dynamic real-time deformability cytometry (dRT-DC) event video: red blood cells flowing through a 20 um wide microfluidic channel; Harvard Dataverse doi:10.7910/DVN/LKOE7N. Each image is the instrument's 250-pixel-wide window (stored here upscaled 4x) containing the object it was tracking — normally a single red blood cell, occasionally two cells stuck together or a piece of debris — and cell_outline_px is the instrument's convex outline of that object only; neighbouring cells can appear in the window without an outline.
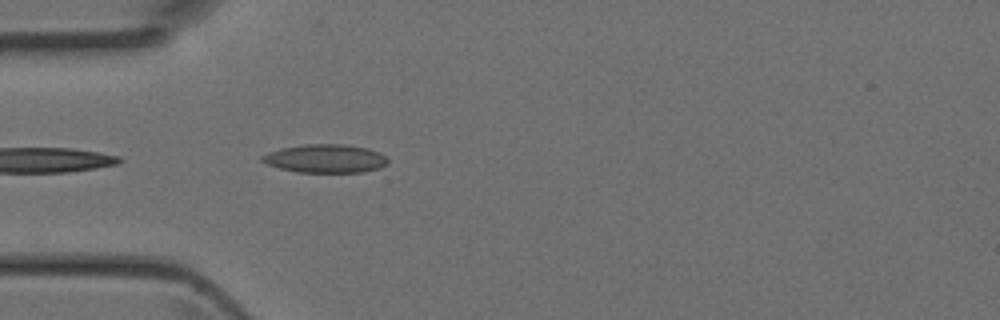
{"species": "Egyptian fruit bat (a non-hibernating species)", "species_latin": "Rousettus aegyptiacus", "temperature_condition": "room temperature", "stored_images_in_passage": 13, "camera_frame_rate_fps": 3000, "um_per_image_px": 0.085, "animal": {"sex": "female"}, "frame": {"image": 1, "passage_image": 1, "time_ms": 0.0, "image_size_px": [1000, 320], "cell_outline_px": [[388, 164], [380, 168], [364, 172], [296, 172], [280, 168], [268, 164], [260, 160], [260, 156], [268, 152], [280, 148], [304, 144], [344, 144], [368, 148], [380, 152], [388, 160]], "centroid_in_image_um": [27.66, 13.47], "position_along_channel_um": 57.3, "area_um2": 20.98}}
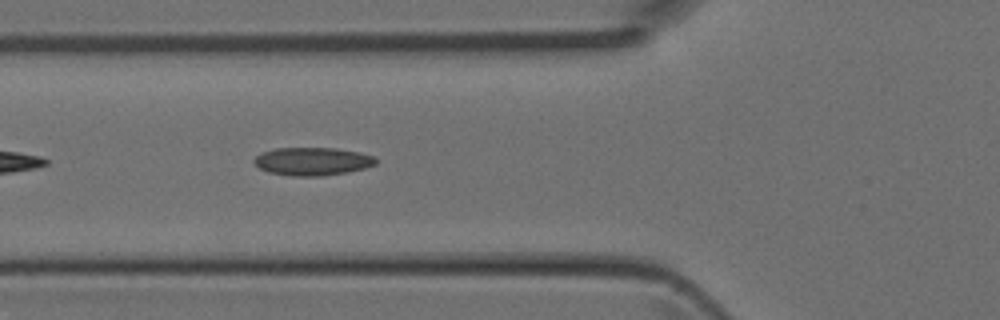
{"frame": {"image": 2, "passage_image": 4, "time_ms": 1.0, "image_size_px": [1000, 320], "cell_outline_px": [[380, 160], [376, 164], [364, 168], [348, 172], [320, 176], [292, 176], [268, 172], [260, 168], [252, 160], [260, 152], [276, 148], [336, 148], [360, 152], [372, 156]], "centroid_in_image_um": [26.56, 13.71], "position_along_channel_um": 99.2, "area_um2": 20.0}}